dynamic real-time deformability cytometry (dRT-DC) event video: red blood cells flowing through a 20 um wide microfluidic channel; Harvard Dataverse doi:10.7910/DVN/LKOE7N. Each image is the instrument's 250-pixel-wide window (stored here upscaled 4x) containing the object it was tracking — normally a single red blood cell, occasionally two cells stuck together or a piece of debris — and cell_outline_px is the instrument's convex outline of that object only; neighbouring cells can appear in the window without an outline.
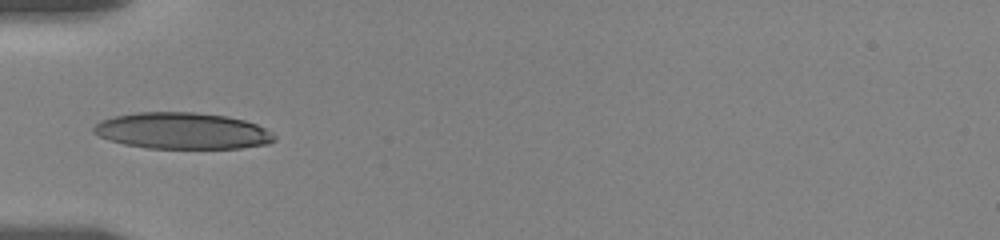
{"species": "human", "species_latin": "Homo sapiens", "temperature_condition": "room temperature", "stored_images_in_passage": 11, "camera_frame_rate_fps": 3000, "um_per_image_px": 0.085, "donor": {"sex": "female"}, "frame": {"image": 1, "passage_image": 1, "time_ms": 0.0, "image_size_px": [1000, 240], "cell_outline_px": [[276, 140], [268, 144], [240, 148], [148, 148], [124, 144], [108, 140], [92, 132], [92, 128], [100, 120], [112, 116], [136, 112], [196, 112], [228, 116], [244, 120], [256, 124], [264, 128], [276, 136]], "centroid_in_image_um": [15.48, 11.11], "position_along_channel_um": 69.5, "area_um2": 38.55}}
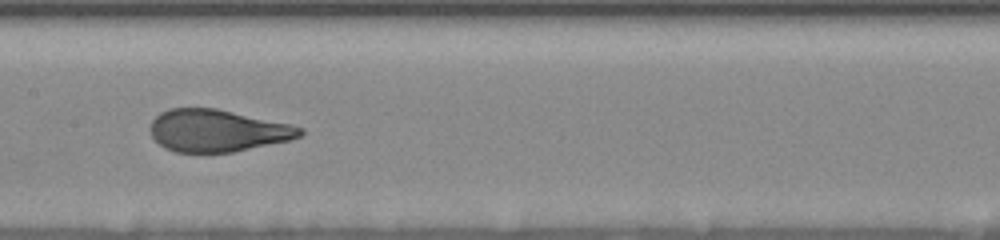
{"frame": {"image": 2, "passage_image": 7, "time_ms": 3.333, "image_size_px": [1000, 240], "cell_outline_px": [[304, 132], [300, 136], [292, 140], [232, 152], [176, 152], [164, 148], [152, 136], [152, 120], [160, 112], [168, 108], [216, 108], [292, 124], [304, 128]], "centroid_in_image_um": [18.52, 11.1], "position_along_channel_um": 188.9, "area_um2": 36.82}}
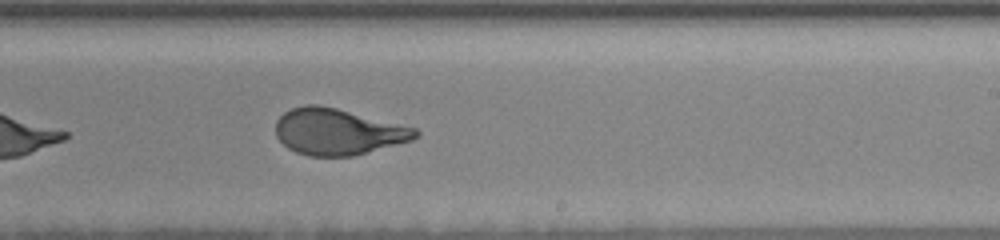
{"frame": {"image": 3, "passage_image": 11, "time_ms": 5.333, "image_size_px": [1000, 240], "cell_outline_px": [[420, 136], [412, 140], [352, 156], [308, 156], [296, 152], [288, 148], [276, 136], [276, 120], [284, 112], [292, 108], [304, 104], [320, 104], [416, 128], [420, 132]], "centroid_in_image_um": [28.7, 11.19], "position_along_channel_um": 260.3, "area_um2": 37.57}}